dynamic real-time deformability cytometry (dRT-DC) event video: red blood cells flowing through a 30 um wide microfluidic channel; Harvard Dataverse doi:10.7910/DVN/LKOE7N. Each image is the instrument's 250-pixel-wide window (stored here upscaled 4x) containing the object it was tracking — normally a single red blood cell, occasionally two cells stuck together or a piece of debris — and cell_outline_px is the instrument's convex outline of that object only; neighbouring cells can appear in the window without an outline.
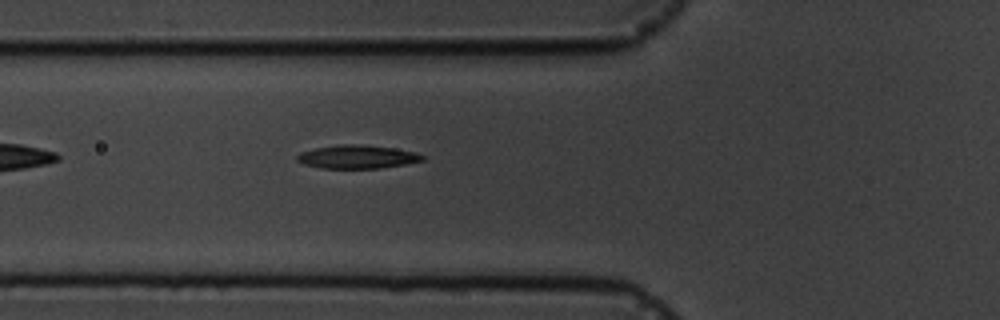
{"species": "common noctule bat (a hibernating species)", "species_latin": "Nyctalus noctula", "temperature_condition": "cold", "stored_images_in_passage": 2, "camera_frame_rate_fps": 3000, "um_per_image_px": 0.085, "animal": {"sex": "male", "body_mass_g": 19.5, "forearm_length_mm": 54.6}, "frame": {"image": 1, "passage_image": 2, "time_ms": 1.333, "image_size_px": [1000, 320], "cell_outline_px": [[424, 160], [404, 164], [380, 168], [320, 168], [304, 164], [296, 160], [296, 156], [300, 152], [316, 148], [340, 144], [360, 144], [396, 148], [416, 152], [424, 156]], "centroid_in_image_um": [30.36, 13.32], "position_along_channel_um": 95.4, "area_um2": 17.11}}